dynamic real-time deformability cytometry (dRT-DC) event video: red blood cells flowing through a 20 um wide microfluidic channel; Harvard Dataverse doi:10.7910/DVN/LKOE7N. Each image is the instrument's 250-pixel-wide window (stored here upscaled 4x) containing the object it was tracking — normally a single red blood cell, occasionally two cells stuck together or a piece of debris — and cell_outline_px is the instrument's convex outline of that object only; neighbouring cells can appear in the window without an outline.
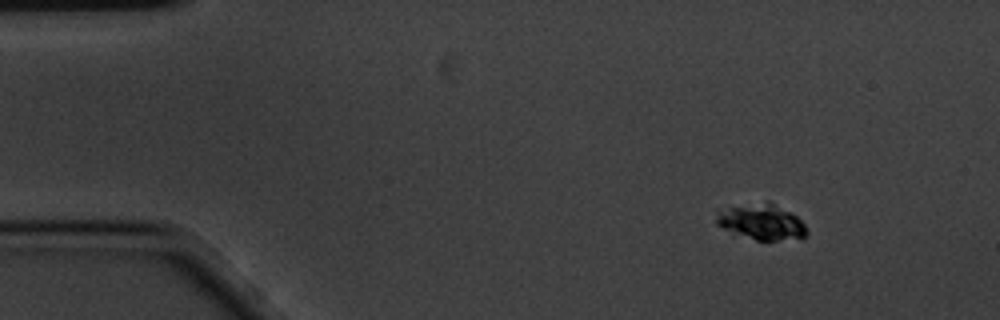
{"species": "common noctule bat (a hibernating species)", "species_latin": "Nyctalus noctula", "temperature_condition": "cold", "stored_images_in_passage": 4, "camera_frame_rate_fps": 3000, "um_per_image_px": 0.085, "animal": {"sex": "male", "body_mass_g": 20.1, "forearm_length_mm": 53.5}, "frame": {"image": 1, "passage_image": 1, "time_ms": 0.0, "image_size_px": [1000, 320], "cell_outline_px": [[808, 236], [804, 240], [756, 240], [724, 228], [716, 224], [716, 208], [764, 200], [768, 200], [792, 212], [804, 224], [808, 232]], "centroid_in_image_um": [64.75, 18.82], "position_along_channel_um": 20.3, "area_um2": 19.54}}
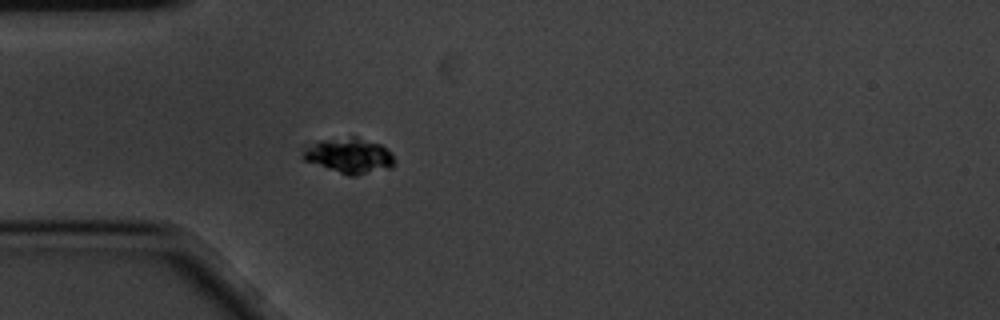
{"frame": {"image": 2, "passage_image": 4, "time_ms": 1.0, "image_size_px": [1000, 320], "cell_outline_px": [[396, 160], [392, 168], [356, 176], [348, 176], [304, 160], [300, 156], [304, 148], [320, 140], [352, 136], [356, 136], [380, 144], [392, 152]], "centroid_in_image_um": [29.71, 13.24], "position_along_channel_um": 55.3, "area_um2": 19.13}}